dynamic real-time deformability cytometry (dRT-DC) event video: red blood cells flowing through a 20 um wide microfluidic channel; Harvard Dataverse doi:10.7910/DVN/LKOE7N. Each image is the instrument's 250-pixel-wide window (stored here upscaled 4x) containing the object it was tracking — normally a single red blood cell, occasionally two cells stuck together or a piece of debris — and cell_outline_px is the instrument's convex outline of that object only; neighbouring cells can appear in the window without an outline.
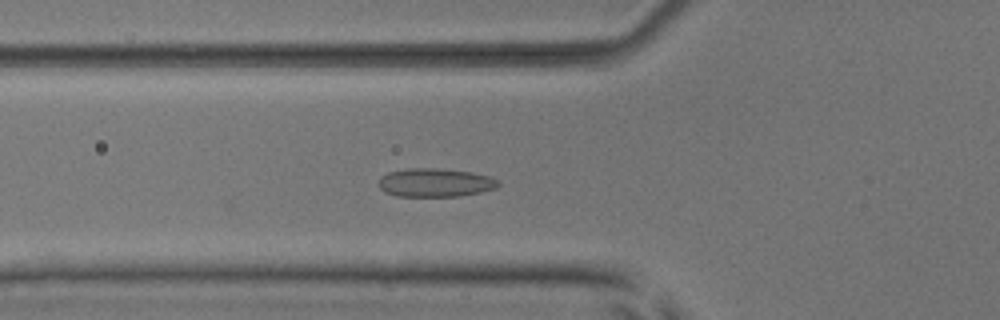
{"species": "common noctule bat (a hibernating species)", "species_latin": "Nyctalus noctula", "temperature_condition": "room temperature", "stored_images_in_passage": 37, "camera_frame_rate_fps": 3000, "um_per_image_px": 0.085, "animal": {"sex": "male", "body_mass_g": 17.9, "forearm_length_mm": 54.2}, "frame": {"image": 1, "passage_image": 4, "time_ms": 1.0, "image_size_px": [1000, 320], "cell_outline_px": [[500, 184], [496, 188], [480, 192], [460, 196], [396, 196], [384, 192], [376, 184], [380, 176], [388, 172], [408, 168], [432, 168], [472, 172], [488, 176], [496, 180]], "centroid_in_image_um": [36.92, 15.52], "position_along_channel_um": 88.9, "area_um2": 19.94}}
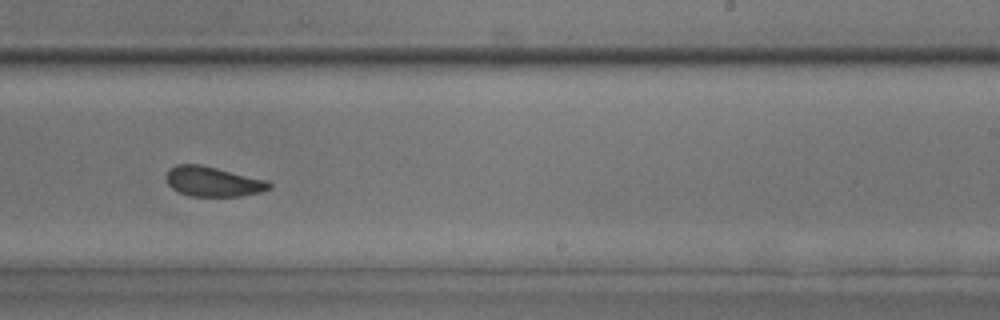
{"frame": {"image": 2, "passage_image": 18, "time_ms": 5.667, "image_size_px": [1000, 320], "cell_outline_px": [[272, 188], [260, 192], [240, 196], [192, 196], [180, 192], [172, 188], [168, 184], [168, 168], [176, 164], [200, 164], [268, 180], [272, 184]], "centroid_in_image_um": [18.14, 15.42], "position_along_channel_um": 270.9, "area_um2": 17.86}}
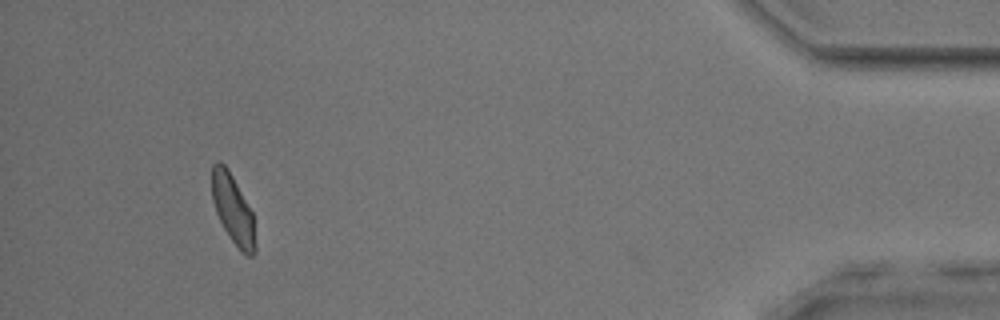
{"frame": {"image": 3, "passage_image": 34, "time_ms": 11.0, "image_size_px": [1000, 320], "cell_outline_px": [[256, 252], [252, 256], [248, 256], [240, 252], [224, 228], [216, 212], [212, 200], [212, 164], [216, 160], [220, 160], [228, 168], [252, 212], [256, 244]], "centroid_in_image_um": [19.8, 17.79], "position_along_channel_um": 415.4, "area_um2": 17.51}, "authors_computed_cell_mechanics": {"area_um2": 18.0336, "velocity_mm_per_s": 3.9127, "shape_relaxation_time_tau1_ms": 3.9736, "shape_relaxation_time_tau2_ms": 1.3022, "deformation_change_tau1": 0.0827, "deformation_change_tau2": 0.0697}}